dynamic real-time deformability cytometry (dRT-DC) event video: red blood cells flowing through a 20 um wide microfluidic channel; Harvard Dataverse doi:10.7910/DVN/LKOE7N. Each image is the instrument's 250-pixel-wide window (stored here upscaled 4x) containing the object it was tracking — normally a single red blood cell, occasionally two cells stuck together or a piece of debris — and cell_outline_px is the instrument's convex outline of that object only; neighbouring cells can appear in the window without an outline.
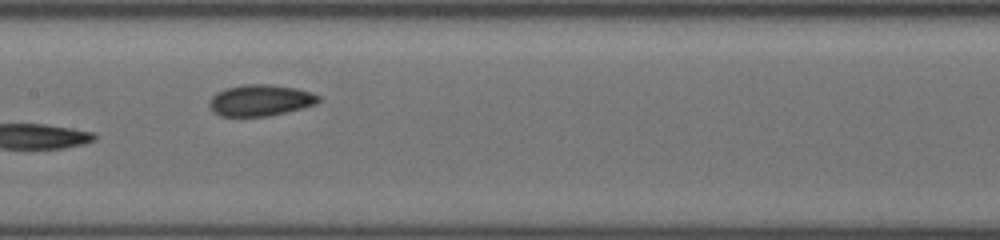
{"species": "common noctule bat (a hibernating species)", "species_latin": "Nyctalus noctula", "temperature_condition": "cold", "stored_images_in_passage": 32, "camera_frame_rate_fps": 3000, "um_per_image_px": 0.085, "animal": {"sex": "female", "body_mass_g": 19.5, "forearm_length_mm": 54.1}, "frame": {"image": 1, "passage_image": 14, "time_ms": 6.0, "image_size_px": [1000, 240], "cell_outline_px": [[320, 100], [316, 104], [268, 116], [220, 116], [212, 112], [208, 108], [208, 100], [216, 92], [224, 88], [244, 84], [268, 84], [296, 88], [312, 92], [320, 96]], "centroid_in_image_um": [22.07, 8.52], "position_along_channel_um": 185.3, "area_um2": 20.11}}